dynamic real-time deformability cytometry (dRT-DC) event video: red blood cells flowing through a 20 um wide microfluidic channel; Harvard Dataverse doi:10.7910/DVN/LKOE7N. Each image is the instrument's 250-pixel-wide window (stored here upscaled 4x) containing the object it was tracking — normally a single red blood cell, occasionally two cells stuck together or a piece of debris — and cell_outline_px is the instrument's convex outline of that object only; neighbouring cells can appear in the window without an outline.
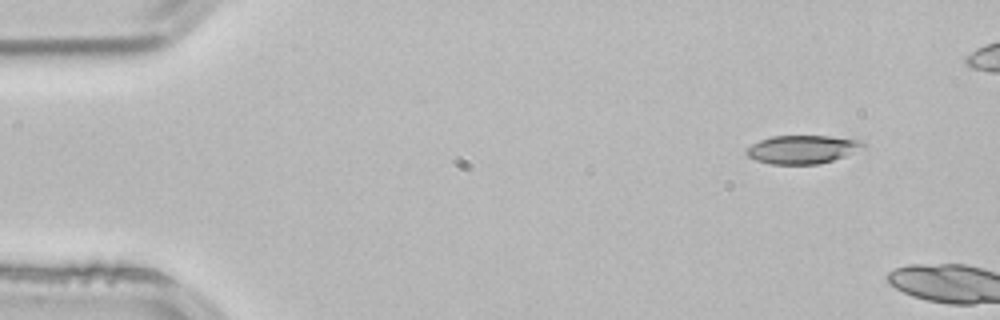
{"species": "common noctule bat (a hibernating species)", "species_latin": "Nyctalus noctula", "temperature_condition": "room temperature", "stored_images_in_passage": 3, "segment_of_instrument_passage": [2, 2], "camera_frame_rate_fps": 3000, "um_per_image_px": 0.085, "animal": {"sex": "male", "body_mass_g": 21.5, "forearm_length_mm": 52.0}, "frame": {"image": 1, "passage_image": 3, "time_ms": 0.667, "image_size_px": [1000, 320], "cell_outline_px": [[864, 148], [844, 156], [820, 164], [772, 164], [756, 160], [748, 156], [744, 152], [752, 144], [760, 140], [772, 136], [828, 136], [860, 140], [864, 144]], "centroid_in_image_um": [68.19, 12.7], "position_along_channel_um": 16.8, "area_um2": 19.13}}